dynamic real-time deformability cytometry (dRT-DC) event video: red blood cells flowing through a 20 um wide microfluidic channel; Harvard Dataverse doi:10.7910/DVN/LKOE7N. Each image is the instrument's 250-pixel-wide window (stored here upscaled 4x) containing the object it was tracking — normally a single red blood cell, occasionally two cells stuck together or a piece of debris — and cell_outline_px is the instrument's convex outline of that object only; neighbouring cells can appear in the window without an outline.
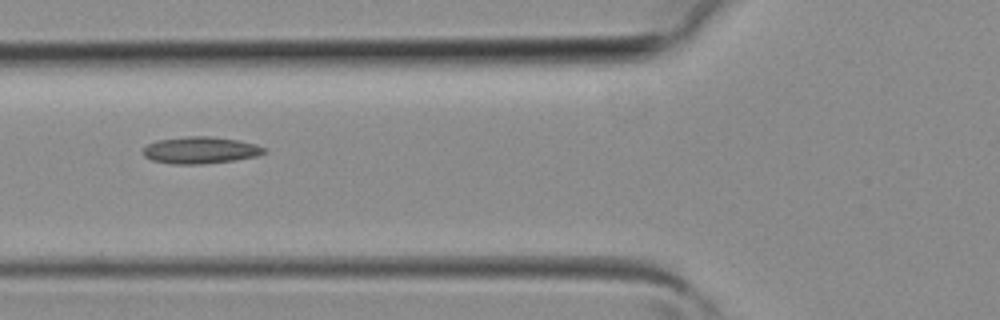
{"species": "common noctule bat (a hibernating species)", "species_latin": "Nyctalus noctula", "temperature_condition": "room temperature", "stored_images_in_passage": 4, "camera_frame_rate_fps": 3000, "um_per_image_px": 0.085, "animal": {"sex": "female", "body_mass_g": 19.3, "forearm_length_mm": 54.1}, "frame": {"image": 1, "passage_image": 4, "time_ms": 1.0, "image_size_px": [1000, 320], "cell_outline_px": [[268, 152], [256, 156], [236, 160], [204, 164], [172, 164], [152, 160], [144, 156], [144, 148], [148, 144], [156, 140], [184, 136], [208, 136], [236, 140], [256, 144], [268, 148]], "centroid_in_image_um": [17.07, 12.76], "position_along_channel_um": 108.7, "area_um2": 19.07}}